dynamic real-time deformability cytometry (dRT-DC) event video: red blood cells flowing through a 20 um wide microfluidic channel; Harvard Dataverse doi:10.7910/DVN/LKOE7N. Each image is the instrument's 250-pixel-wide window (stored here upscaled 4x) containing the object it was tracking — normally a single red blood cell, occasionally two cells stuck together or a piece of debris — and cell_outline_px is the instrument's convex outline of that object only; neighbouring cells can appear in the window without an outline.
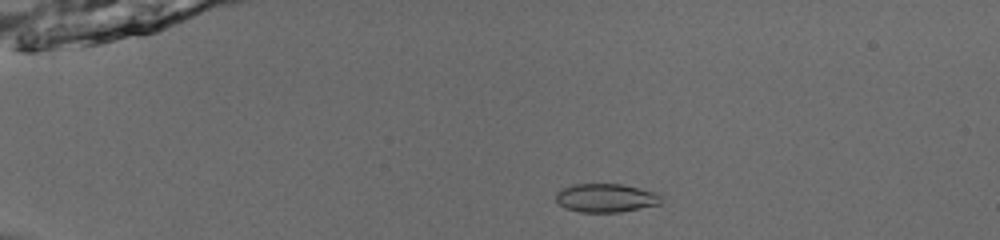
{"species": "common noctule bat (a hibernating species)", "species_latin": "Nyctalus noctula", "temperature_condition": "room temperature", "stored_images_in_passage": 53, "camera_frame_rate_fps": 3000, "um_per_image_px": 0.085, "animal": {"sex": "male", "body_mass_g": 13.0, "forearm_length_mm": 53.1}, "frame": {"image": 1, "passage_image": 13, "time_ms": 4.0, "image_size_px": [1000, 240], "cell_outline_px": [[660, 204], [620, 212], [580, 212], [564, 208], [556, 200], [556, 192], [572, 184], [620, 184], [660, 192]], "centroid_in_image_um": [51.5, 16.82], "position_along_channel_um": 33.5, "area_um2": 17.57}}
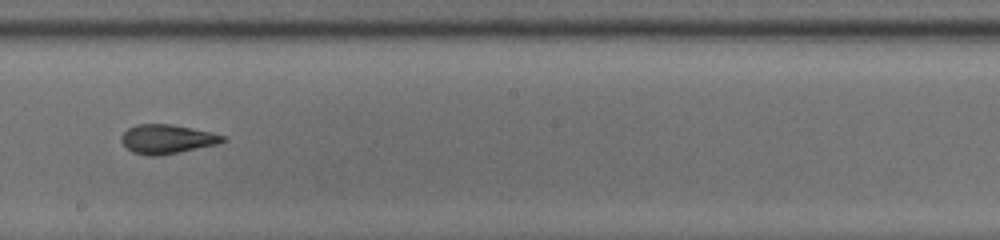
{"frame": {"image": 2, "passage_image": 33, "time_ms": 10.667, "image_size_px": [1000, 240], "cell_outline_px": [[228, 140], [216, 144], [180, 152], [156, 156], [148, 156], [132, 152], [120, 140], [120, 136], [128, 128], [136, 124], [172, 124], [212, 132], [228, 136]], "centroid_in_image_um": [14.22, 11.81], "position_along_channel_um": 234.0, "area_um2": 17.34}}
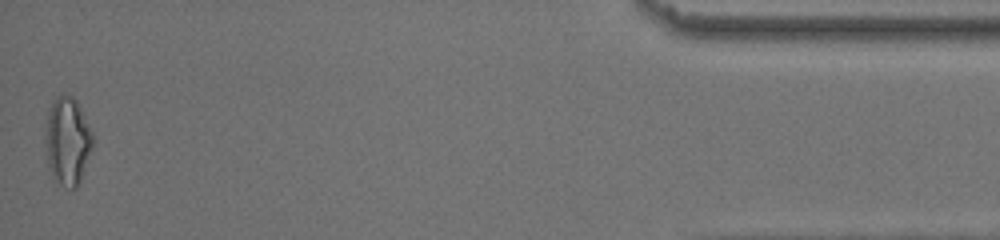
{"frame": {"image": 3, "passage_image": 53, "time_ms": 17.333, "image_size_px": [1000, 240], "cell_outline_px": [[96, 140], [80, 180], [76, 188], [64, 188], [52, 176], [48, 168], [44, 140], [48, 108], [52, 100], [56, 96], [64, 92], [72, 96], [76, 100]], "centroid_in_image_um": [5.72, 11.96], "position_along_channel_um": 429.5, "area_um2": 24.85}, "authors_computed_cell_mechanics": {"area_um2": 18.0336, "velocity_mm_per_s": 3.9794, "shape_relaxation_time_tau1_ms": 3.665, "shape_relaxation_time_tau2_ms": 2.6944, "deformation_change_tau1": 0.1476, "deformation_change_tau2": 0.0743}}